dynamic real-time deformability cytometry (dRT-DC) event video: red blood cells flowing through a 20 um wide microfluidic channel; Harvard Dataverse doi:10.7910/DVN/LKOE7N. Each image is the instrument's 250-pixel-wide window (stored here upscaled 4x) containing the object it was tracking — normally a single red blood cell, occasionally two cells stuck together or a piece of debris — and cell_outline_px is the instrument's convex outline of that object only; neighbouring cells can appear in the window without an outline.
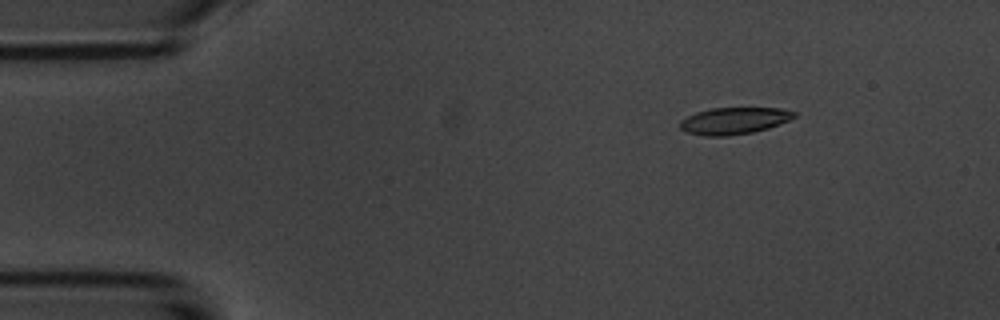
{"species": "common noctule bat (a hibernating species)", "species_latin": "Nyctalus noctula", "temperature_condition": "room temperature", "stored_images_in_passage": 6, "camera_frame_rate_fps": 3000, "um_per_image_px": 0.085, "animal": {"sex": "male", "body_mass_g": 20.1, "forearm_length_mm": 53.5}, "frame": {"image": 1, "passage_image": 3, "time_ms": 2.333, "image_size_px": [1000, 320], "cell_outline_px": [[796, 116], [788, 120], [768, 128], [752, 132], [728, 136], [704, 136], [684, 132], [680, 128], [680, 120], [696, 112], [712, 108], [780, 108], [796, 112]], "centroid_in_image_um": [62.36, 10.27], "position_along_channel_um": 22.6, "area_um2": 17.8}}